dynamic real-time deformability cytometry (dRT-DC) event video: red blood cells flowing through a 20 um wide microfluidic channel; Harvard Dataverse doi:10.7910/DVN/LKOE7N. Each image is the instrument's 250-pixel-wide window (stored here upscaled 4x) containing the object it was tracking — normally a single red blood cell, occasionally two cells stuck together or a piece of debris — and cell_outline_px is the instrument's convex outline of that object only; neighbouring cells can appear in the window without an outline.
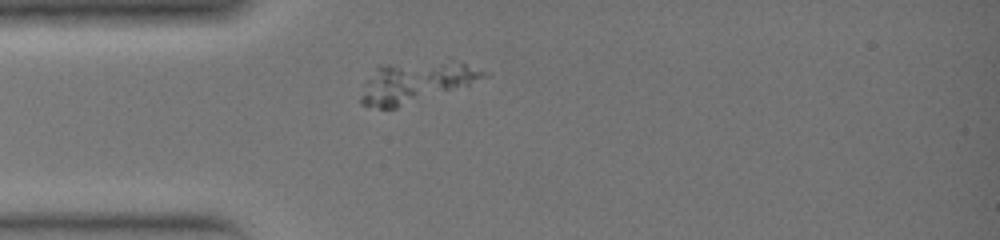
{"species": "common noctule bat (a hibernating species)", "species_latin": "Nyctalus noctula", "temperature_condition": "warm", "stored_images_in_passage": 31, "segment_of_instrument_passage": [2, 3], "camera_frame_rate_fps": 3000, "um_per_image_px": 0.085, "animal": {"sex": "female", "body_mass_g": 19.0, "forearm_length_mm": 51.5}, "frame": {"image": 1, "passage_image": 7, "time_ms": 2.0, "image_size_px": [1000, 240], "cell_outline_px": [[416, 92], [412, 96], [396, 108], [380, 108], [360, 104], [360, 96], [364, 80], [376, 64], [388, 64], [400, 68]], "centroid_in_image_um": [32.8, 7.44], "position_along_channel_um": 52.2, "area_um2": 13.01}}